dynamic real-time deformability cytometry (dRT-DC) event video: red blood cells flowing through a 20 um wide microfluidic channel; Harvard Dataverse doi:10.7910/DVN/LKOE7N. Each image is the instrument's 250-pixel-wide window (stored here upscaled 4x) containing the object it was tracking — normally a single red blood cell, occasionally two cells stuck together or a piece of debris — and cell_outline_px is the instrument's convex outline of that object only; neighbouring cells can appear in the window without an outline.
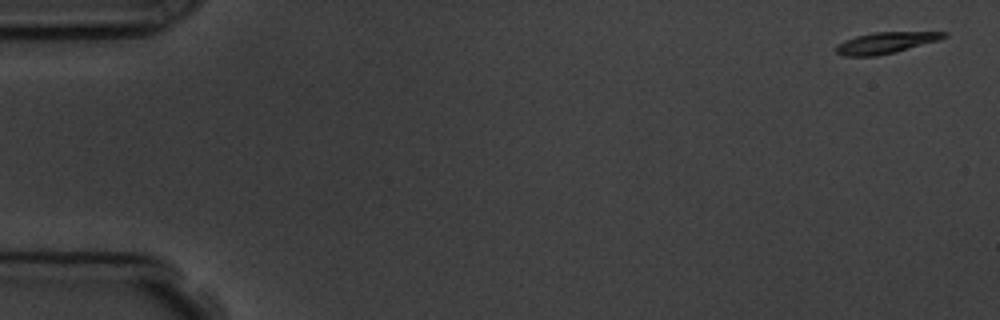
{"species": "common noctule bat (a hibernating species)", "species_latin": "Nyctalus noctula", "temperature_condition": "room temperature", "stored_images_in_passage": 6, "segment_of_instrument_passage": [1, 2], "camera_frame_rate_fps": 3000, "um_per_image_px": 0.085, "animal": {"sex": "male", "body_mass_g": 19.5, "forearm_length_mm": 54.6}, "frame": {"image": 1, "passage_image": 1, "time_ms": 0.0, "image_size_px": [1000, 320], "cell_outline_px": [[948, 36], [940, 40], [896, 52], [876, 56], [844, 56], [836, 52], [836, 44], [844, 40], [856, 36], [872, 32], [948, 32]], "centroid_in_image_um": [75.29, 3.63], "position_along_channel_um": 9.7, "area_um2": 13.47}}